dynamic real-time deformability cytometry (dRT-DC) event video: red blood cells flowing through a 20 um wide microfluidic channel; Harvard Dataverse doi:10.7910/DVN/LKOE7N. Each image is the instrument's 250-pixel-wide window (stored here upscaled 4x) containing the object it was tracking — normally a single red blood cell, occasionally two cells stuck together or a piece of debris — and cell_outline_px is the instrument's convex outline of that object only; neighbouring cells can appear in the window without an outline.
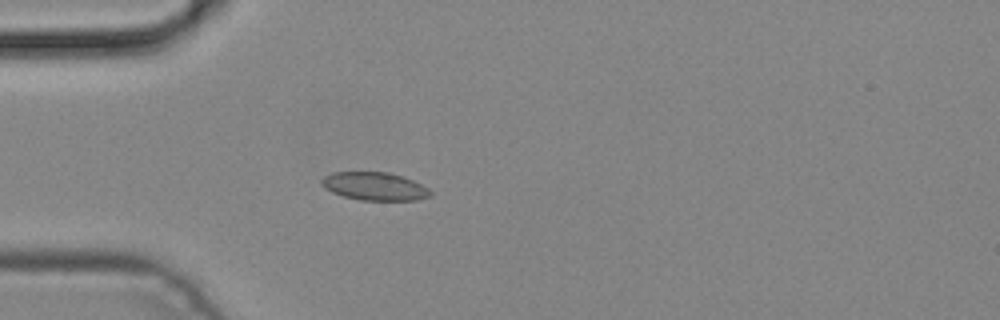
{"species": "common noctule bat (a hibernating species)", "species_latin": "Nyctalus noctula", "temperature_condition": "cold", "stored_images_in_passage": 4, "camera_frame_rate_fps": 3000, "um_per_image_px": 0.085, "animal": {"sex": "male", "body_mass_g": 19.2, "forearm_length_mm": 51.8}, "frame": {"image": 1, "passage_image": 4, "time_ms": 1.0, "image_size_px": [1000, 320], "cell_outline_px": [[432, 196], [416, 200], [360, 200], [344, 196], [332, 192], [324, 188], [320, 184], [320, 180], [324, 176], [332, 172], [388, 172], [404, 176], [428, 188], [432, 192]], "centroid_in_image_um": [31.83, 15.83], "position_along_channel_um": 53.2, "area_um2": 17.92}}